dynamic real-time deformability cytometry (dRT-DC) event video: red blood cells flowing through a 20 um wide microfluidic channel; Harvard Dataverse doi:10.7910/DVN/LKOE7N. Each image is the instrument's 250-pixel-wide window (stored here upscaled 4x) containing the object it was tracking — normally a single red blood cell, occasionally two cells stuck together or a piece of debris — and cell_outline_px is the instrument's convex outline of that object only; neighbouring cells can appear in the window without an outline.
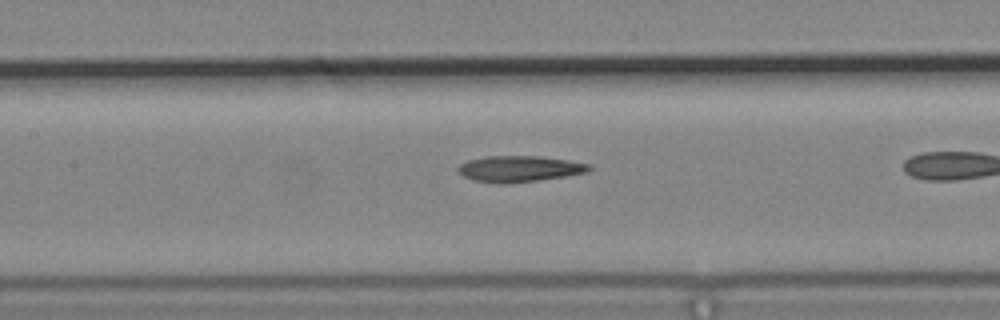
{"species": "common noctule bat (a hibernating species)", "species_latin": "Nyctalus noctula", "temperature_condition": "cold", "stored_images_in_passage": 12, "camera_frame_rate_fps": 3000, "um_per_image_px": 0.085, "animal": {"sex": "male", "body_mass_g": 19.2, "forearm_length_mm": 51.8}, "frame": {"image": 1, "passage_image": 10, "time_ms": 3.0, "image_size_px": [1000, 320], "cell_outline_px": [[592, 168], [588, 172], [568, 176], [504, 184], [496, 184], [472, 180], [464, 176], [456, 168], [460, 164], [468, 160], [488, 156], [540, 156], [568, 160], [588, 164]], "centroid_in_image_um": [44.14, 14.35], "position_along_channel_um": 163.3, "area_um2": 19.94}}